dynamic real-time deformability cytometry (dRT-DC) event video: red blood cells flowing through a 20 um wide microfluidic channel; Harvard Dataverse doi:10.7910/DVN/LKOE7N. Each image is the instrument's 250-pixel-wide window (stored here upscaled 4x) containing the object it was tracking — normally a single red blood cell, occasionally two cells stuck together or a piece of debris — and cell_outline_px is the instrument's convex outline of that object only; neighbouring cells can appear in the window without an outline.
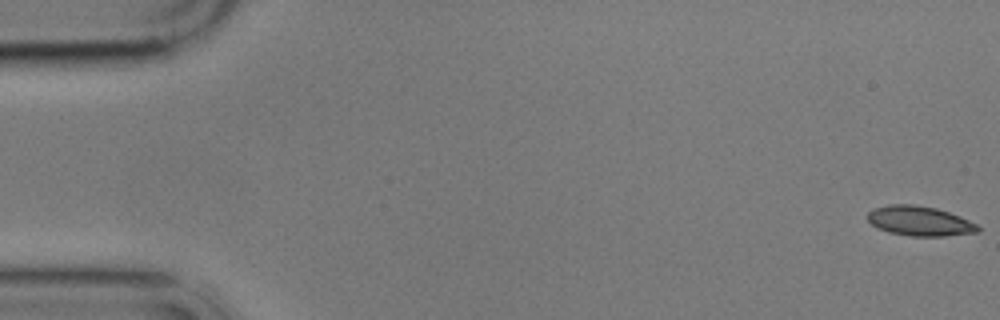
{"species": "common noctule bat (a hibernating species)", "species_latin": "Nyctalus noctula", "temperature_condition": "cold", "stored_images_in_passage": 5, "camera_frame_rate_fps": 3000, "um_per_image_px": 0.085, "animal": {"sex": "male", "body_mass_g": 17.9}, "frame": {"image": 1, "passage_image": 1, "time_ms": 0.0, "image_size_px": [1000, 320], "cell_outline_px": [[980, 232], [944, 236], [912, 236], [888, 232], [876, 228], [868, 220], [868, 212], [872, 208], [888, 204], [912, 204], [936, 208], [960, 216], [976, 224], [980, 228]], "centroid_in_image_um": [78.15, 18.78], "position_along_channel_um": 6.9, "area_um2": 19.19}}